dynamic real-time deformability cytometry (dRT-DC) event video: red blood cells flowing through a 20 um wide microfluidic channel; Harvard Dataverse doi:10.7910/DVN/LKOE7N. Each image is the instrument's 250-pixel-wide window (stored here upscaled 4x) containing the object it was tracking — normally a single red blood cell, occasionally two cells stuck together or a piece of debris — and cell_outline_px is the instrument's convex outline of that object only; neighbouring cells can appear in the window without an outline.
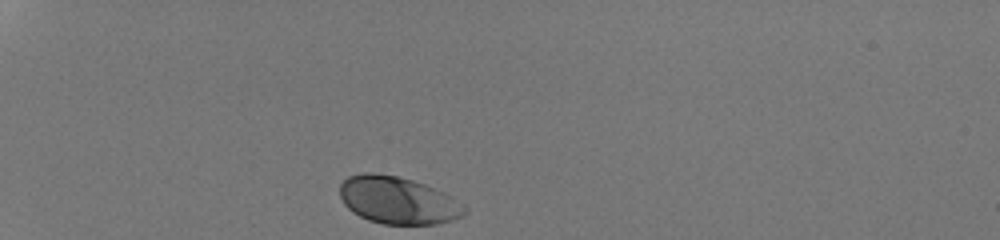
{"species": "human", "species_latin": "Homo sapiens", "temperature_condition": "room temperature", "stored_images_in_passage": 30, "camera_frame_rate_fps": 3000, "um_per_image_px": 0.085, "donor": {"sex": "male"}, "frame": {"image": 1, "passage_image": 1, "time_ms": 0.0, "image_size_px": [1000, 240], "cell_outline_px": [[464, 212], [460, 216], [452, 220], [436, 224], [384, 224], [368, 220], [352, 212], [344, 204], [340, 196], [340, 184], [348, 176], [364, 172], [372, 172], [396, 176], [412, 180], [436, 188], [444, 192], [464, 208]], "centroid_in_image_um": [33.75, 17.02], "position_along_channel_um": 51.3, "area_um2": 34.04}}
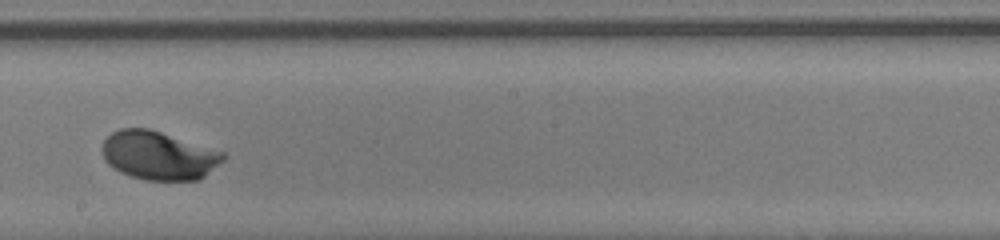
{"frame": {"image": 2, "passage_image": 18, "time_ms": 5.667, "image_size_px": [1000, 240], "cell_outline_px": [[228, 156], [224, 160], [200, 180], [144, 180], [120, 172], [108, 164], [104, 160], [104, 140], [112, 132], [120, 128], [148, 128], [224, 152]], "centroid_in_image_um": [13.51, 13.22], "position_along_channel_um": 234.7, "area_um2": 34.04}}
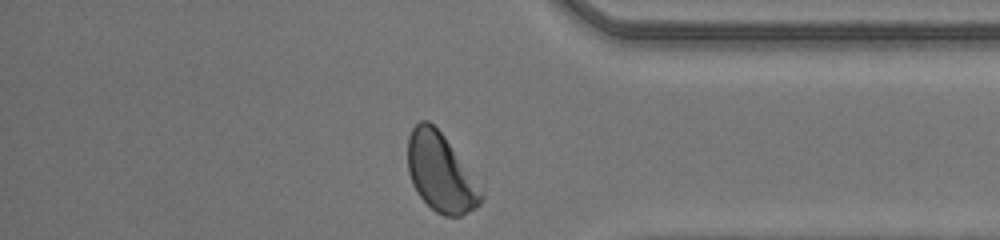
{"frame": {"image": 3, "passage_image": 30, "time_ms": 9.667, "image_size_px": [1000, 240], "cell_outline_px": [[484, 196], [480, 204], [460, 216], [444, 216], [436, 212], [416, 192], [412, 184], [408, 172], [408, 136], [412, 128], [420, 120], [428, 120], [444, 136], [484, 192]], "centroid_in_image_um": [37.44, 14.68], "position_along_channel_um": 397.8, "area_um2": 33.12}, "authors_computed_cell_mechanics": {"area_um2": 33.8997, "velocity_mm_per_s": 4.1996, "shape_relaxation_time_tau1_ms": 1.6677, "shape_relaxation_time_tau2_ms": null, "deformation_change_tau1": 0.126, "deformation_change_tau2": null}}